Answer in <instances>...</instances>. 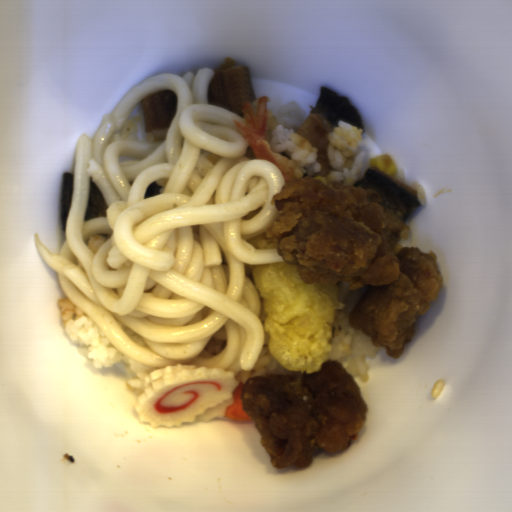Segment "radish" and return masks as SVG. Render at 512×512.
Segmentation results:
<instances>
[{
    "mask_svg": "<svg viewBox=\"0 0 512 512\" xmlns=\"http://www.w3.org/2000/svg\"><path fill=\"white\" fill-rule=\"evenodd\" d=\"M245 383H240L236 386V388L232 391L231 405L224 411L223 417L226 420H231L235 422H243V421H251L254 420L247 412L243 410L241 394L242 387Z\"/></svg>",
    "mask_w": 512,
    "mask_h": 512,
    "instance_id": "obj_1",
    "label": "radish"
}]
</instances>
